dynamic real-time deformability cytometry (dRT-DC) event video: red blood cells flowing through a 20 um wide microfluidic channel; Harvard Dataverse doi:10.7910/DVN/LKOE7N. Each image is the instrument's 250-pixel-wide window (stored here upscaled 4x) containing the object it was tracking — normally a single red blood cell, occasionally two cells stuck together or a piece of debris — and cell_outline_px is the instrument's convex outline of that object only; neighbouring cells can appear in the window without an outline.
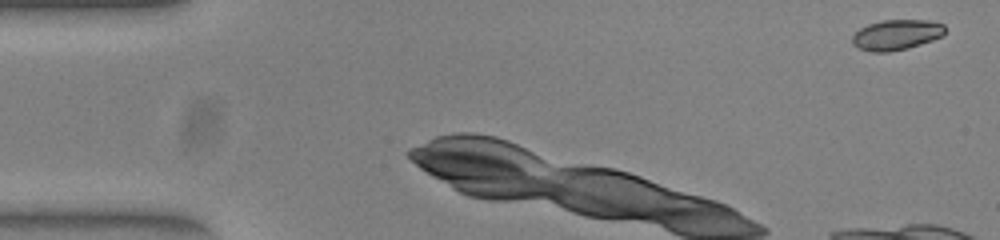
{"species": "common noctule bat (a hibernating species)", "species_latin": "Nyctalus noctula", "temperature_condition": "warm", "stored_images_in_passage": 5, "camera_frame_rate_fps": 3000, "um_per_image_px": 0.085, "animal": {"sex": "female", "body_mass_g": 23.0, "forearm_length_mm": 53.4}, "frame": {"image": 1, "passage_image": 1, "time_ms": 0.0, "image_size_px": [1000, 240], "cell_outline_px": [[944, 36], [908, 48], [888, 52], [868, 52], [856, 48], [852, 44], [852, 36], [860, 28], [868, 24], [880, 20], [928, 20], [944, 24]], "centroid_in_image_um": [76.16, 2.96], "position_along_channel_um": 8.8, "area_um2": 16.59}}